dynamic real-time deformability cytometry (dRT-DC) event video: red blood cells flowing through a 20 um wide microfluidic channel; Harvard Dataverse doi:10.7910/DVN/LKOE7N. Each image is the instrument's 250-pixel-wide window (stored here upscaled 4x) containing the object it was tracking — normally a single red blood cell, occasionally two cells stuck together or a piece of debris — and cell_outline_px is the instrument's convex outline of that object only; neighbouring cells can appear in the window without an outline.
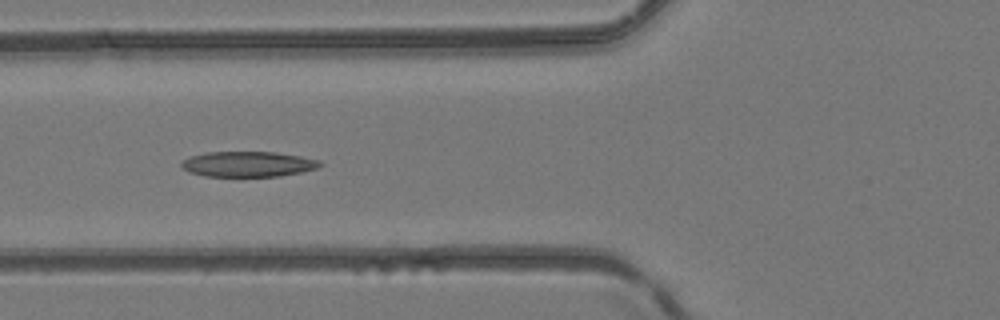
{"species": "common noctule bat (a hibernating species)", "species_latin": "Nyctalus noctula", "temperature_condition": "room temperature", "stored_images_in_passage": 5, "camera_frame_rate_fps": 3000, "um_per_image_px": 0.085, "animal": {"sex": "female", "body_mass_g": 24.6, "forearm_length_mm": 56.2}, "frame": {"image": 1, "passage_image": 5, "time_ms": 5.667, "image_size_px": [1000, 320], "cell_outline_px": [[324, 164], [316, 168], [300, 172], [280, 176], [204, 176], [188, 172], [180, 164], [188, 156], [204, 152], [276, 152], [300, 156], [320, 160]], "centroid_in_image_um": [21.07, 13.94], "position_along_channel_um": 104.7, "area_um2": 20.52}}